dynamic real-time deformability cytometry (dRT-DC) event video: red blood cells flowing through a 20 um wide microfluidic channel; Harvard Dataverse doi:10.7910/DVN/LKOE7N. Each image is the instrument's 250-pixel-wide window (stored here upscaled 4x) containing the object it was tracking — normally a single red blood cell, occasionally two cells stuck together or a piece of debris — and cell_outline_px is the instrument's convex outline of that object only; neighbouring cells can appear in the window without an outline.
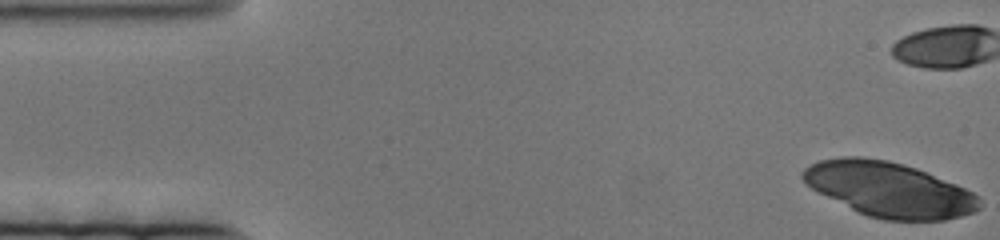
{"species": "human", "species_latin": "Homo sapiens", "temperature_condition": "cold", "stored_images_in_passage": 62, "camera_frame_rate_fps": 3000, "um_per_image_px": 0.085, "donor": {"sex": "female"}, "frame": {"image": 1, "passage_image": 1, "time_ms": 0.0, "image_size_px": [1000, 240], "cell_outline_px": [[980, 208], [976, 212], [944, 220], [884, 220], [868, 216], [804, 184], [800, 176], [800, 172], [804, 168], [820, 160], [844, 156], [860, 156], [888, 160], [904, 164], [916, 168], [956, 184], [980, 196]], "centroid_in_image_um": [75.58, 16.09], "position_along_channel_um": 9.4, "area_um2": 56.07}}